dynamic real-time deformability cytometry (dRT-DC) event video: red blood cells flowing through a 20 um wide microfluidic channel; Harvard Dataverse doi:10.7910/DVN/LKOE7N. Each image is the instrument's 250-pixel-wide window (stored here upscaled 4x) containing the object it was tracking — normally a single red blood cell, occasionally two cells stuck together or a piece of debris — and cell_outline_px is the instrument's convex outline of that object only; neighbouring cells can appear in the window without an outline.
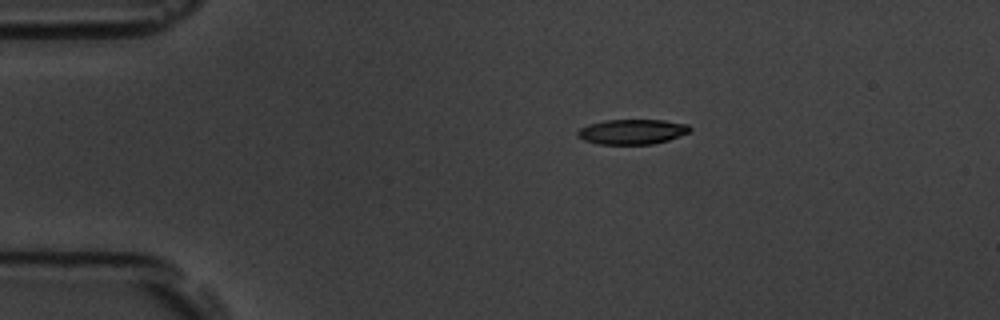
{"species": "common noctule bat (a hibernating species)", "species_latin": "Nyctalus noctula", "temperature_condition": "room temperature", "stored_images_in_passage": 46, "camera_frame_rate_fps": 3000, "um_per_image_px": 0.085, "animal": {"sex": "male", "body_mass_g": 19.5, "forearm_length_mm": 54.6}, "frame": {"image": 1, "passage_image": 1, "time_ms": 0.0, "image_size_px": [1000, 320], "cell_outline_px": [[692, 128], [688, 132], [668, 140], [652, 144], [600, 144], [584, 140], [576, 136], [576, 132], [580, 128], [588, 124], [604, 120], [664, 120], [688, 124]], "centroid_in_image_um": [53.71, 11.19], "position_along_channel_um": 31.3, "area_um2": 16.36}}
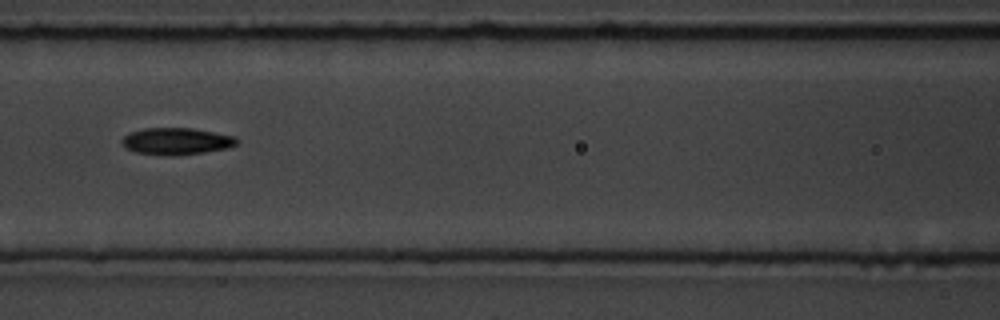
{"frame": {"image": 2, "passage_image": 15, "time_ms": 4.667, "image_size_px": [1000, 320], "cell_outline_px": [[240, 144], [228, 148], [204, 152], [176, 156], [168, 156], [136, 152], [124, 148], [120, 140], [128, 132], [144, 128], [192, 128], [236, 136], [240, 140]], "centroid_in_image_um": [15.01, 12.01], "position_along_channel_um": 151.6, "area_um2": 18.38}}
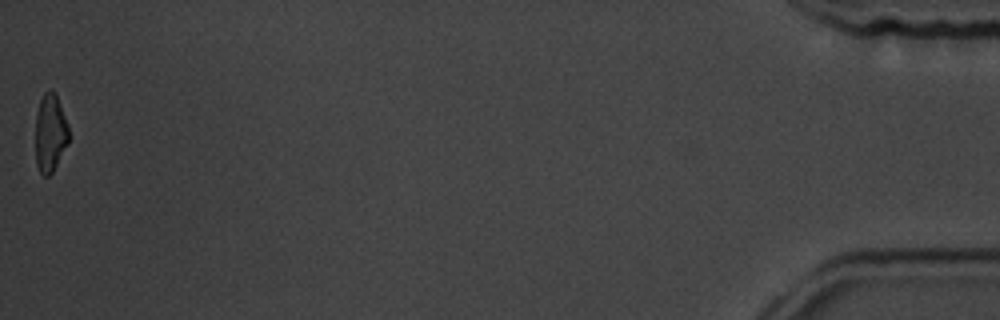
{"frame": {"image": 3, "passage_image": 46, "time_ms": 15.0, "image_size_px": [1000, 320], "cell_outline_px": [[68, 144], [52, 172], [48, 176], [44, 176], [40, 172], [36, 164], [36, 112], [40, 100], [44, 92], [48, 88], [52, 88], [56, 92], [68, 124]], "centroid_in_image_um": [4.27, 11.24], "position_along_channel_um": 430.9, "area_um2": 15.32}, "authors_computed_cell_mechanics": {"area_um2": 17.1666, "velocity_mm_per_s": 3.6745, "shape_relaxation_time_tau1_ms": 3.9896, "shape_relaxation_time_tau2_ms": 5.8062, "deformation_change_tau1": 0.1671, "deformation_change_tau2": 0.1258}}